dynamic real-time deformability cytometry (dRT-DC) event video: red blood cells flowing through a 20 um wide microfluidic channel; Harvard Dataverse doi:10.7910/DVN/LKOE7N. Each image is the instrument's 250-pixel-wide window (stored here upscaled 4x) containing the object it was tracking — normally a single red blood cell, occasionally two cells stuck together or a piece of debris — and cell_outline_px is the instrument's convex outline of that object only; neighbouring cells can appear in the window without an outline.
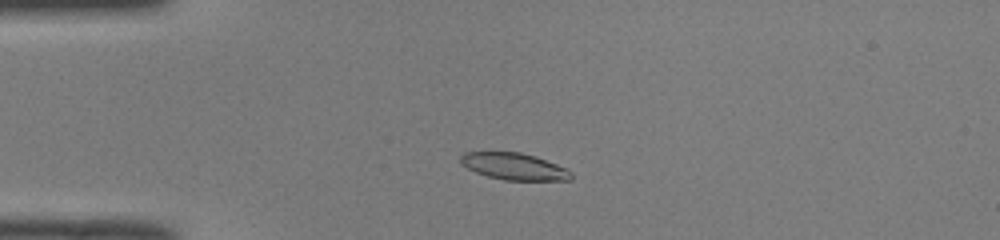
{"species": "common noctule bat (a hibernating species)", "species_latin": "Nyctalus noctula", "temperature_condition": "room temperature", "stored_images_in_passage": 45, "camera_frame_rate_fps": 3000, "um_per_image_px": 0.085, "animal": {"sex": "male", "body_mass_g": 19.0, "forearm_length_mm": 50.8}, "frame": {"image": 1, "passage_image": 7, "time_ms": 2.0, "image_size_px": [1000, 240], "cell_outline_px": [[572, 180], [504, 180], [488, 176], [476, 172], [460, 164], [460, 156], [464, 152], [520, 152], [568, 168], [572, 172]], "centroid_in_image_um": [43.69, 14.15], "position_along_channel_um": 41.3, "area_um2": 17.17}}
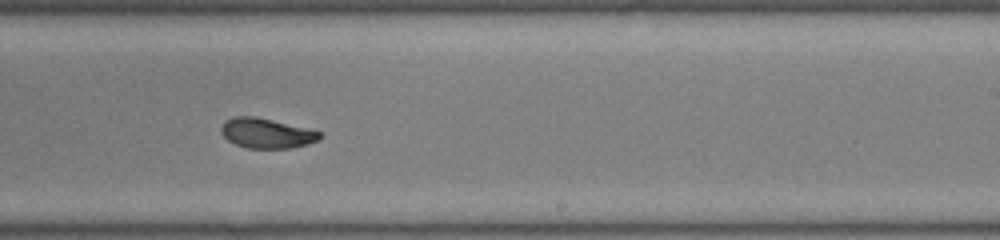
{"frame": {"image": 2, "passage_image": 26, "time_ms": 8.333, "image_size_px": [1000, 240], "cell_outline_px": [[324, 136], [320, 140], [308, 144], [292, 148], [244, 148], [228, 140], [220, 132], [220, 128], [224, 120], [232, 116], [256, 116], [324, 132]], "centroid_in_image_um": [22.68, 11.32], "position_along_channel_um": 266.3, "area_um2": 17.57}}
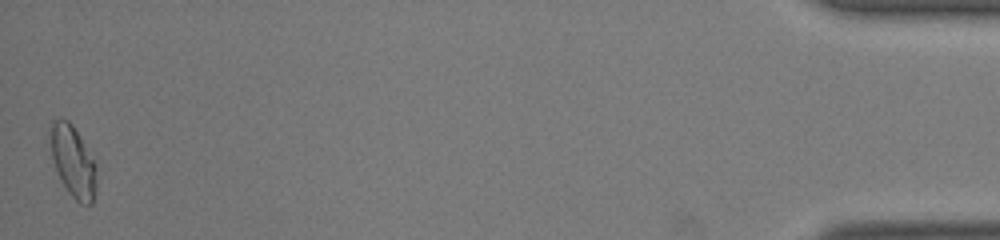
{"frame": {"image": 3, "passage_image": 45, "time_ms": 14.667, "image_size_px": [1000, 240], "cell_outline_px": [[96, 192], [92, 204], [80, 204], [68, 192], [52, 160], [48, 132], [52, 120], [68, 120], [72, 124], [96, 164]], "centroid_in_image_um": [6.2, 13.72], "position_along_channel_um": 429.0, "area_um2": 19.13}, "authors_computed_cell_mechanics": {"area_um2": 17.918, "velocity_mm_per_s": 4.0005, "shape_relaxation_time_tau1_ms": 3.2154, "shape_relaxation_time_tau2_ms": 2.3094, "deformation_change_tau1": 0.1401, "deformation_change_tau2": 0.0645}}